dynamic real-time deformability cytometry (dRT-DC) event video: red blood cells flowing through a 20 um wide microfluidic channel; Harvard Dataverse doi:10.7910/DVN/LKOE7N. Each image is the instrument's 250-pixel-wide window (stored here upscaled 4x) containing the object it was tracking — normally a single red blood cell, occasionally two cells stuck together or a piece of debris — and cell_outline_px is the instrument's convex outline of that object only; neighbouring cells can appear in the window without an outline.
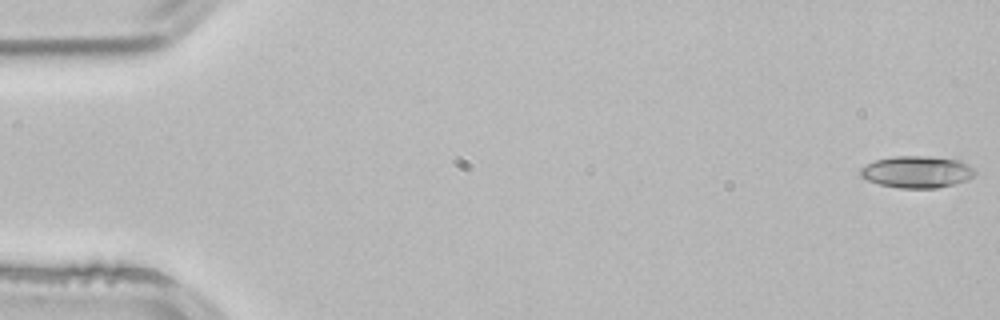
{"species": "common noctule bat (a hibernating species)", "species_latin": "Nyctalus noctula", "temperature_condition": "room temperature", "stored_images_in_passage": 53, "camera_frame_rate_fps": 3000, "um_per_image_px": 0.085, "animal": {"sex": "male", "body_mass_g": 21.5, "forearm_length_mm": 52.0}, "frame": {"image": 1, "passage_image": 1, "time_ms": 0.0, "image_size_px": [1000, 320], "cell_outline_px": [[976, 176], [968, 180], [936, 188], [900, 188], [880, 184], [868, 180], [860, 176], [860, 168], [876, 160], [892, 156], [928, 156], [960, 160], [968, 164], [976, 172]], "centroid_in_image_um": [77.96, 14.61], "position_along_channel_um": 7.0, "area_um2": 21.27}}
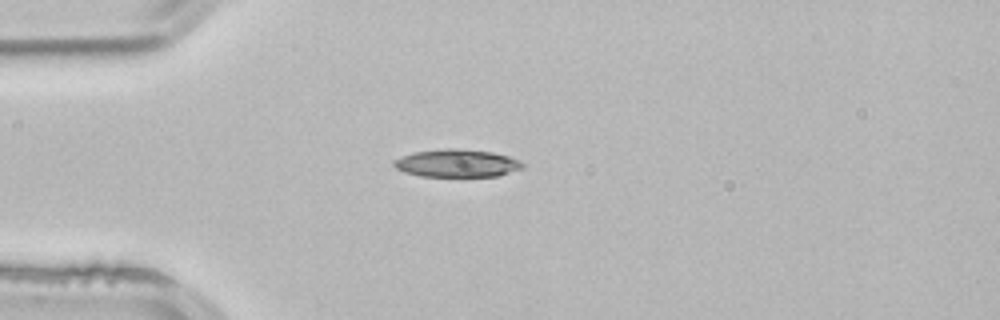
{"frame": {"image": 2, "passage_image": 14, "time_ms": 4.333, "image_size_px": [1000, 320], "cell_outline_px": [[524, 168], [496, 176], [420, 176], [404, 172], [396, 168], [392, 164], [392, 160], [400, 156], [412, 152], [448, 148], [456, 148], [492, 152], [508, 156], [520, 160], [524, 164]], "centroid_in_image_um": [38.81, 13.87], "position_along_channel_um": 46.2, "area_um2": 20.92}}
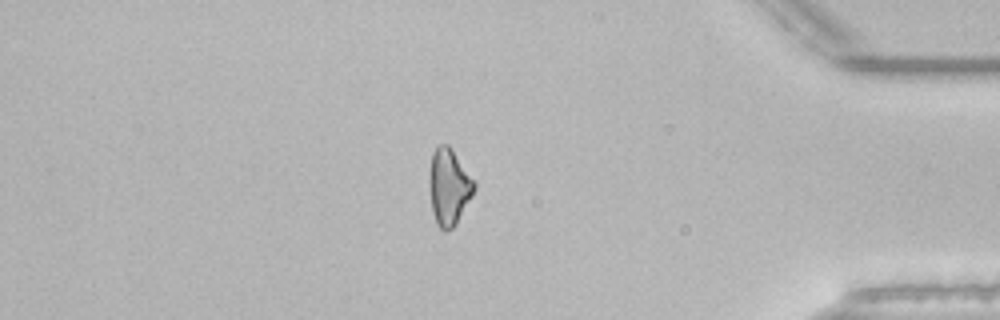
{"frame": {"image": 3, "passage_image": 45, "time_ms": 14.667, "image_size_px": [1000, 320], "cell_outline_px": [[476, 188], [472, 196], [456, 224], [452, 228], [444, 232], [436, 224], [432, 212], [428, 188], [428, 176], [432, 152], [440, 144], [448, 144], [452, 148], [476, 180]], "centroid_in_image_um": [38.15, 15.87], "position_along_channel_um": 397.0, "area_um2": 20.63}}